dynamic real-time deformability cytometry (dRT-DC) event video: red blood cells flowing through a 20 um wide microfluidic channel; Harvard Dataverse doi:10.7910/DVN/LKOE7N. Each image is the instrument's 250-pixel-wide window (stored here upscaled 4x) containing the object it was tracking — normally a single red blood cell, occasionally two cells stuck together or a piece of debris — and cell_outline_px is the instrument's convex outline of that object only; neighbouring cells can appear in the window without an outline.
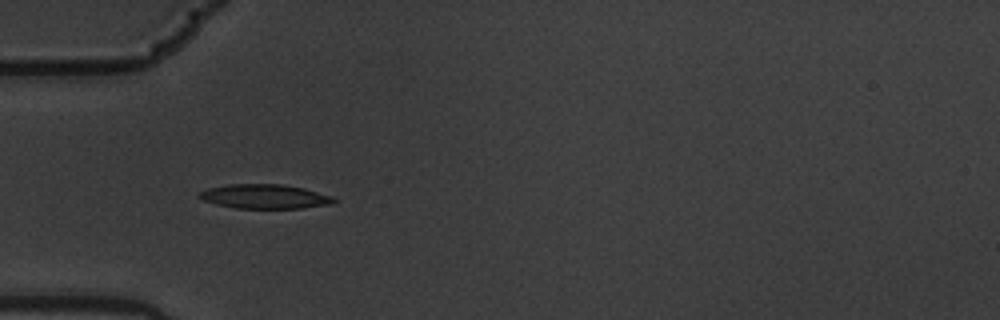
{"species": "common noctule bat (a hibernating species)", "species_latin": "Nyctalus noctula", "temperature_condition": "warm", "stored_images_in_passage": 7, "camera_frame_rate_fps": 3000, "um_per_image_px": 0.085, "animal": {"sex": "male", "body_mass_g": 19.5, "forearm_length_mm": 54.6}, "frame": {"image": 1, "passage_image": 5, "time_ms": 1.333, "image_size_px": [1000, 320], "cell_outline_px": [[336, 200], [332, 204], [304, 208], [236, 208], [216, 204], [204, 200], [196, 196], [200, 192], [208, 188], [232, 184], [280, 184], [304, 188], [332, 196]], "centroid_in_image_um": [22.51, 16.7], "position_along_channel_um": 62.5, "area_um2": 18.96}}
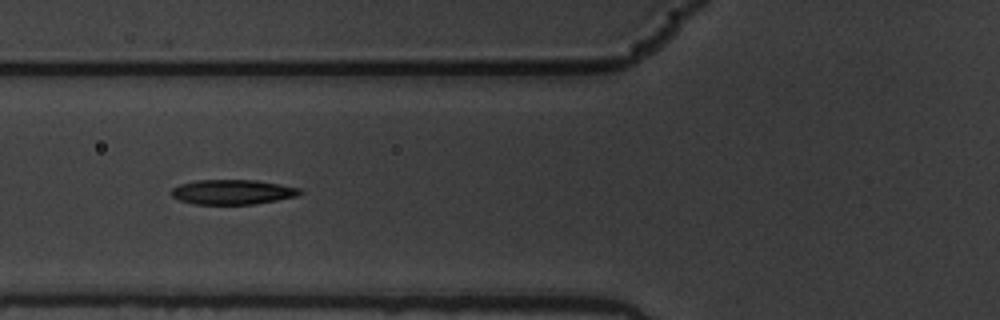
{"frame": {"image": 2, "passage_image": 6, "time_ms": 1.667, "image_size_px": [1000, 320], "cell_outline_px": [[304, 192], [296, 196], [276, 200], [252, 204], [192, 204], [180, 200], [172, 196], [172, 188], [180, 184], [196, 180], [256, 180], [300, 188]], "centroid_in_image_um": [19.76, 16.32], "position_along_channel_um": 106.0, "area_um2": 18.44}}
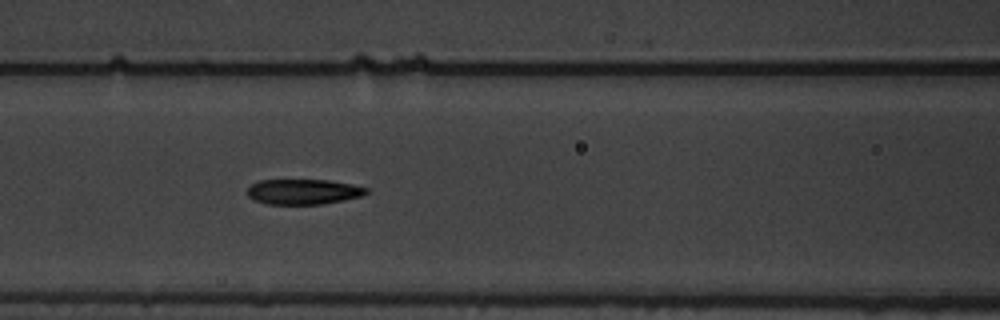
{"frame": {"image": 3, "passage_image": 7, "time_ms": 2.0, "image_size_px": [1000, 320], "cell_outline_px": [[368, 192], [360, 196], [344, 200], [324, 204], [268, 204], [256, 200], [248, 196], [248, 188], [252, 184], [260, 180], [328, 180], [352, 184], [368, 188]], "centroid_in_image_um": [25.8, 16.29], "position_along_channel_um": 140.8, "area_um2": 17.4}}